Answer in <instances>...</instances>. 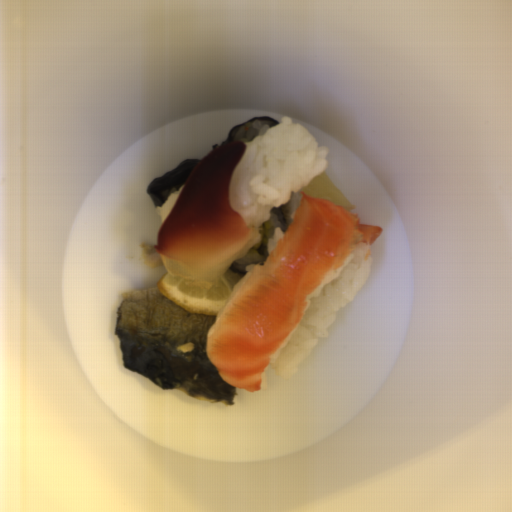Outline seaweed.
I'll return each instance as SVG.
<instances>
[{
    "instance_id": "seaweed-4",
    "label": "seaweed",
    "mask_w": 512,
    "mask_h": 512,
    "mask_svg": "<svg viewBox=\"0 0 512 512\" xmlns=\"http://www.w3.org/2000/svg\"><path fill=\"white\" fill-rule=\"evenodd\" d=\"M279 208H280V211H281V214H282V217H283V221H284V225H285V233H286L290 227H288L287 223H286V217H285V212H284L283 205L279 206Z\"/></svg>"
},
{
    "instance_id": "seaweed-3",
    "label": "seaweed",
    "mask_w": 512,
    "mask_h": 512,
    "mask_svg": "<svg viewBox=\"0 0 512 512\" xmlns=\"http://www.w3.org/2000/svg\"><path fill=\"white\" fill-rule=\"evenodd\" d=\"M227 269L235 272L239 276L240 280L249 273V272H241L238 269H236L235 267H233L231 264L229 265V267Z\"/></svg>"
},
{
    "instance_id": "seaweed-1",
    "label": "seaweed",
    "mask_w": 512,
    "mask_h": 512,
    "mask_svg": "<svg viewBox=\"0 0 512 512\" xmlns=\"http://www.w3.org/2000/svg\"><path fill=\"white\" fill-rule=\"evenodd\" d=\"M203 158L183 159L175 168L160 177H155L148 185L146 194L153 206L160 207L165 202L160 193L166 188L187 182Z\"/></svg>"
},
{
    "instance_id": "seaweed-2",
    "label": "seaweed",
    "mask_w": 512,
    "mask_h": 512,
    "mask_svg": "<svg viewBox=\"0 0 512 512\" xmlns=\"http://www.w3.org/2000/svg\"><path fill=\"white\" fill-rule=\"evenodd\" d=\"M256 119H270L276 126L280 123L279 121H277L276 119H274L273 117H269V116H257V117H252L244 122H241L239 124H237L236 126H234L233 128L230 129L229 133H228V136L226 138V140H224L223 142L221 143H216L214 145H212V149L216 148L217 146L221 145V144H224V143H227V142H234V138H233V132L234 130L238 129L239 127L247 124L248 122L252 121V120H256Z\"/></svg>"
}]
</instances>
